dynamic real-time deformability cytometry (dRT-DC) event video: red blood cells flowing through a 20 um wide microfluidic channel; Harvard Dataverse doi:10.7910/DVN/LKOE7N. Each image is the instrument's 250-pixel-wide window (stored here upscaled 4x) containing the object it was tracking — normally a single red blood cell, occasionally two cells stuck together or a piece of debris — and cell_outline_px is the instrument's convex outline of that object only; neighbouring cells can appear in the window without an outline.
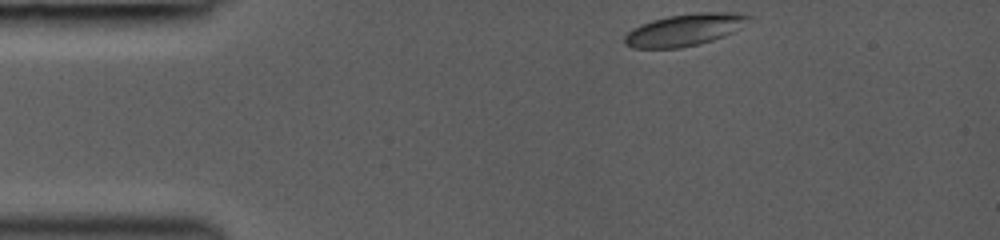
{"species": "common noctule bat (a hibernating species)", "species_latin": "Nyctalus noctula", "temperature_condition": "room temperature", "stored_images_in_passage": 36, "camera_frame_rate_fps": 3000, "um_per_image_px": 0.085, "animal": {"sex": "female", "body_mass_g": 19.0, "forearm_length_mm": 53.3}, "frame": {"image": 1, "passage_image": 1, "time_ms": 0.0, "image_size_px": [1000, 240], "cell_outline_px": [[756, 20], [724, 36], [700, 44], [680, 48], [632, 48], [624, 44], [624, 36], [632, 28], [640, 24], [652, 20], [668, 16], [700, 12], [736, 12], [752, 16]], "centroid_in_image_um": [58.25, 2.53], "position_along_channel_um": 26.8, "area_um2": 23.52}}
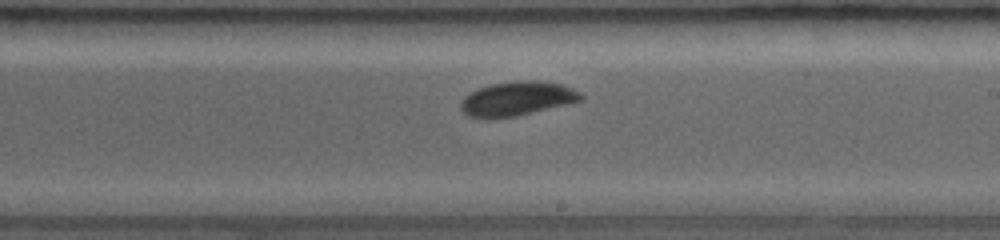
{"frame": {"image": 2, "passage_image": 21, "time_ms": 6.667, "image_size_px": [1000, 240], "cell_outline_px": [[584, 96], [580, 100], [516, 116], [488, 120], [484, 120], [468, 116], [460, 108], [460, 100], [464, 96], [480, 88], [492, 84], [520, 80], [536, 80], [560, 84], [572, 88], [580, 92]], "centroid_in_image_um": [43.88, 8.4], "position_along_channel_um": 245.1, "area_um2": 23.87}}
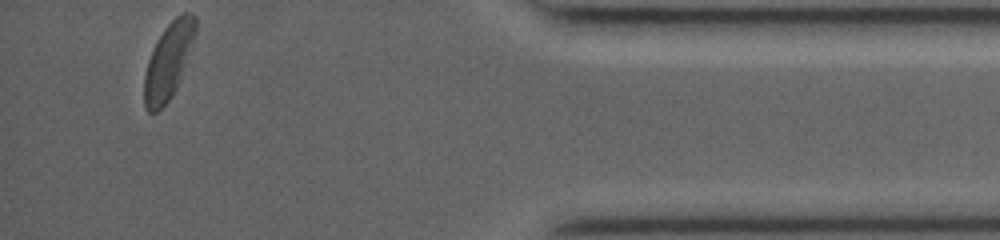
{"frame": {"image": 3, "passage_image": 36, "time_ms": 11.667, "image_size_px": [1000, 240], "cell_outline_px": [[196, 32], [176, 88], [172, 96], [156, 112], [148, 112], [144, 108], [144, 76], [148, 60], [152, 48], [156, 40], [164, 28], [180, 12], [192, 12], [196, 16]], "centroid_in_image_um": [14.3, 5.14], "position_along_channel_um": 420.9, "area_um2": 22.48}, "authors_computed_cell_mechanics": {"area_um2": 23.3223, "velocity_mm_per_s": 4.2397, "shape_relaxation_time_tau1_ms": 1.6167, "shape_relaxation_time_tau2_ms": 3.7635, "deformation_change_tau1": 0.0822, "deformation_change_tau2": 0.0578}}